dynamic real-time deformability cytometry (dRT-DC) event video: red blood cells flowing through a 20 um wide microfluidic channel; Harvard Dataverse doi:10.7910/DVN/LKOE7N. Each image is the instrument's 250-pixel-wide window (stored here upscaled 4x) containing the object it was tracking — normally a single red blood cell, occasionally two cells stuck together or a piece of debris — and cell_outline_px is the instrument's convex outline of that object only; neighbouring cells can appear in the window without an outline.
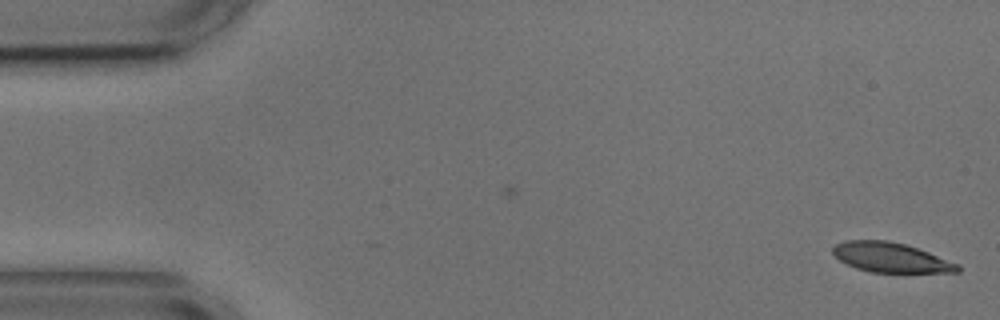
{"species": "common noctule bat (a hibernating species)", "species_latin": "Nyctalus noctula", "temperature_condition": "cold", "stored_images_in_passage": 2, "camera_frame_rate_fps": 3000, "um_per_image_px": 0.085, "animal": {"sex": "male", "body_mass_g": 17.9, "forearm_length_mm": 54.2}, "frame": {"image": 1, "passage_image": 2, "time_ms": 1.0, "image_size_px": [1000, 320], "cell_outline_px": [[960, 272], [872, 272], [856, 268], [840, 260], [832, 252], [832, 248], [836, 244], [844, 240], [888, 240], [904, 244], [928, 252], [960, 264]], "centroid_in_image_um": [75.72, 21.88], "position_along_channel_um": 9.3, "area_um2": 21.44}}